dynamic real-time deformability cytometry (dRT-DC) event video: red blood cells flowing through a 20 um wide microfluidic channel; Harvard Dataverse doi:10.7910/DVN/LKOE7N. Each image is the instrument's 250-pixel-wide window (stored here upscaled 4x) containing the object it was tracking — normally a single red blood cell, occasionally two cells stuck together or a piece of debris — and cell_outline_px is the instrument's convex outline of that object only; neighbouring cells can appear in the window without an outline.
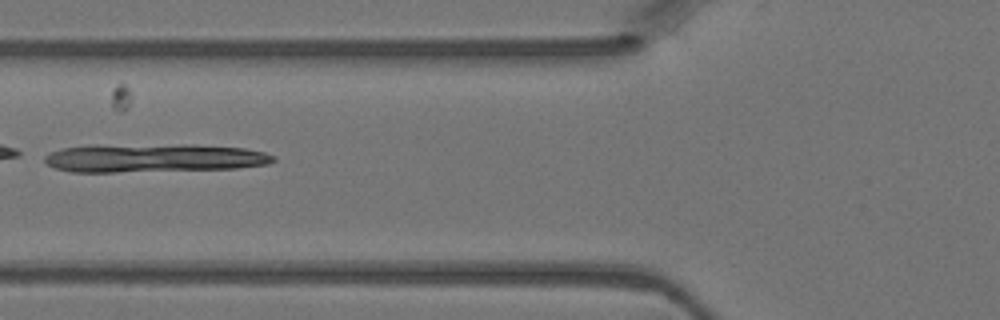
{"species": "Egyptian fruit bat (a non-hibernating species)", "species_latin": "Rousettus aegyptiacus", "temperature_condition": "warm", "stored_images_in_passage": 6, "camera_frame_rate_fps": 3000, "um_per_image_px": 0.085, "animal": {"sex": "female"}, "frame": {"image": 1, "passage_image": 6, "time_ms": 1.667, "image_size_px": [1000, 320], "cell_outline_px": [[276, 160], [268, 164], [236, 168], [116, 172], [72, 172], [56, 168], [48, 164], [44, 160], [44, 156], [52, 152], [64, 148], [180, 144], [192, 144], [244, 148], [264, 152], [276, 156]], "centroid_in_image_um": [13.19, 13.45], "position_along_channel_um": 112.6, "area_um2": 37.11}}